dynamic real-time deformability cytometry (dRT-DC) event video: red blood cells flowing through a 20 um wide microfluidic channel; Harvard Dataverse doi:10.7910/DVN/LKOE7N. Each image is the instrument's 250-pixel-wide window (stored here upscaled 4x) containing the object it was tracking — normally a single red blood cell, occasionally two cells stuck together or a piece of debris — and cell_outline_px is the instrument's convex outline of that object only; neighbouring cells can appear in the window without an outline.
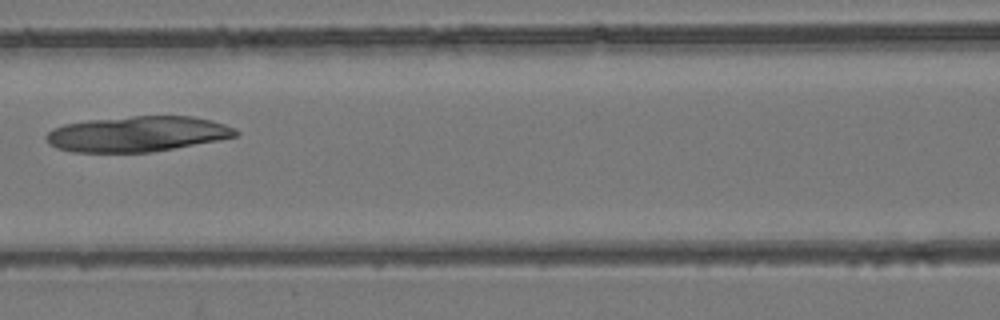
{"species": "common noctule bat (a hibernating species)", "species_latin": "Nyctalus noctula", "temperature_condition": "room temperature", "stored_images_in_passage": 7, "camera_frame_rate_fps": 3000, "um_per_image_px": 0.085, "animal": {"sex": "female", "body_mass_g": 24.6, "forearm_length_mm": 56.2}, "frame": {"image": 1, "passage_image": 7, "time_ms": 2.0, "image_size_px": [1000, 320], "cell_outline_px": [[240, 136], [220, 140], [152, 152], [72, 152], [56, 148], [48, 144], [44, 136], [52, 128], [64, 124], [88, 120], [132, 116], [192, 116], [212, 120], [236, 128], [240, 132]], "centroid_in_image_um": [11.69, 11.39], "position_along_channel_um": 154.9, "area_um2": 39.54}}